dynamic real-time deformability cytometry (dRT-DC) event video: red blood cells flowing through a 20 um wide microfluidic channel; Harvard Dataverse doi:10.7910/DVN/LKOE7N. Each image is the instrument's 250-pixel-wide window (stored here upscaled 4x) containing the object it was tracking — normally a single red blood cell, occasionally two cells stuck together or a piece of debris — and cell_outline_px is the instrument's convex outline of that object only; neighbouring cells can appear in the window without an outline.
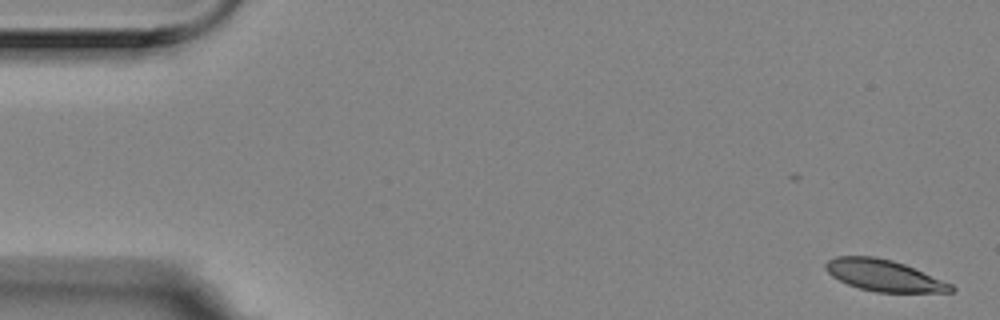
{"species": "Egyptian fruit bat (a non-hibernating species)", "species_latin": "Rousettus aegyptiacus", "temperature_condition": "room temperature", "stored_images_in_passage": 4, "camera_frame_rate_fps": 3000, "um_per_image_px": 0.085, "animal": {"sex": "female"}, "frame": {"image": 1, "passage_image": 1, "time_ms": 0.0, "image_size_px": [1000, 320], "cell_outline_px": [[956, 288], [952, 292], [876, 292], [860, 288], [848, 284], [832, 276], [824, 268], [824, 264], [828, 260], [836, 256], [876, 256], [892, 260], [904, 264], [952, 284]], "centroid_in_image_um": [75.12, 23.41], "position_along_channel_um": 9.9, "area_um2": 22.83}}
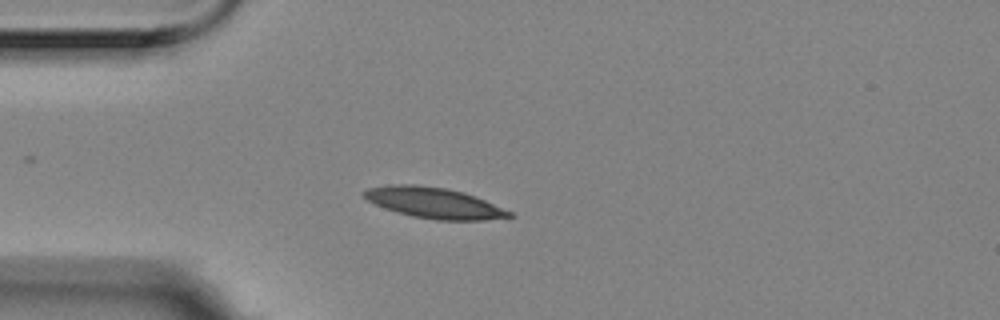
{"frame": {"image": 2, "passage_image": 4, "time_ms": 1.0, "image_size_px": [1000, 320], "cell_outline_px": [[516, 216], [484, 220], [436, 220], [412, 216], [384, 208], [368, 200], [364, 196], [364, 192], [368, 188], [396, 184], [416, 184], [448, 188], [464, 192], [476, 196], [512, 212]], "centroid_in_image_um": [36.94, 17.24], "position_along_channel_um": 48.1, "area_um2": 25.95}}